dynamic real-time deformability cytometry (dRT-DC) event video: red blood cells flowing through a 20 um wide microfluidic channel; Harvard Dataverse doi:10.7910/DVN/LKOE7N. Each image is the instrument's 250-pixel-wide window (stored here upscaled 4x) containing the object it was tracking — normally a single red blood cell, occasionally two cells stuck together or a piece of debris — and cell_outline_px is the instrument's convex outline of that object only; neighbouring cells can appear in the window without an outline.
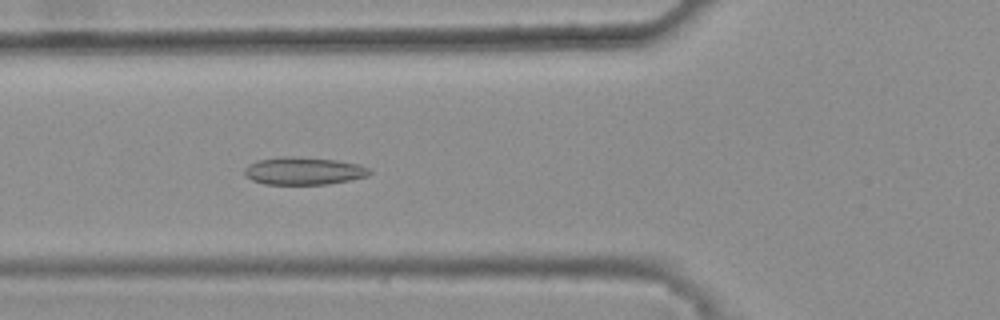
{"species": "common noctule bat (a hibernating species)", "species_latin": "Nyctalus noctula", "temperature_condition": "warm", "stored_images_in_passage": 35, "camera_frame_rate_fps": 3000, "um_per_image_px": 0.085, "animal": {"sex": "female", "body_mass_g": 25.1}, "frame": {"image": 1, "passage_image": 10, "time_ms": 3.0, "image_size_px": [1000, 320], "cell_outline_px": [[372, 172], [368, 176], [328, 184], [264, 184], [252, 180], [244, 176], [244, 168], [248, 164], [256, 160], [284, 156], [292, 156], [336, 160], [360, 164], [368, 168]], "centroid_in_image_um": [25.78, 14.52], "position_along_channel_um": 100.0, "area_um2": 20.23}}
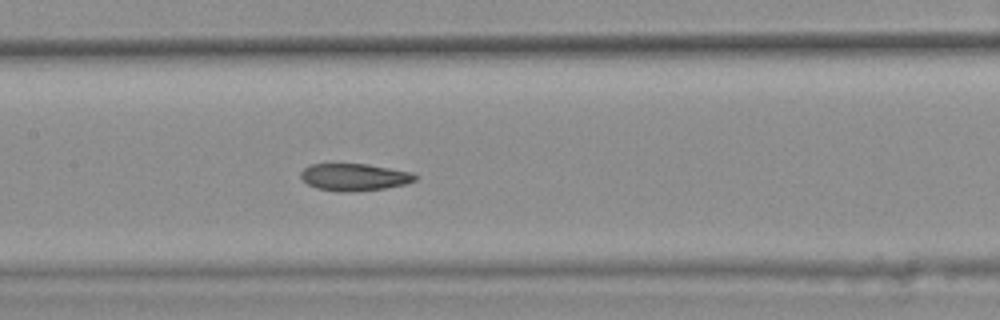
{"frame": {"image": 2, "passage_image": 16, "time_ms": 5.0, "image_size_px": [1000, 320], "cell_outline_px": [[416, 180], [404, 184], [384, 188], [352, 192], [340, 192], [316, 188], [308, 184], [300, 176], [300, 172], [308, 164], [368, 164], [412, 172], [416, 176]], "centroid_in_image_um": [30.09, 15.05], "position_along_channel_um": 177.3, "area_um2": 18.09}}
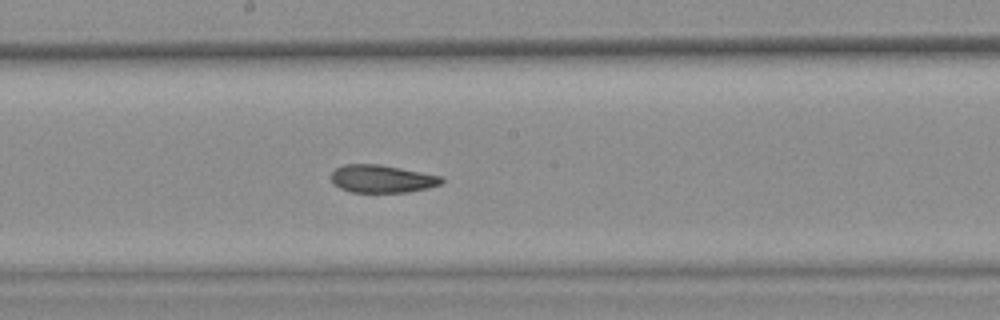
{"frame": {"image": 3, "passage_image": 19, "time_ms": 6.0, "image_size_px": [1000, 320], "cell_outline_px": [[444, 180], [440, 184], [428, 188], [408, 192], [352, 192], [340, 188], [332, 184], [332, 172], [336, 168], [344, 164], [380, 164], [444, 176]], "centroid_in_image_um": [32.48, 15.19], "position_along_channel_um": 215.7, "area_um2": 17.98}, "authors_computed_cell_mechanics": {"area_um2": 18.785, "velocity_mm_per_s": 3.8643, "shape_relaxation_time_tau1_ms": null, "shape_relaxation_time_tau2_ms": 2.7093, "deformation_change_tau1": null, "deformation_change_tau2": 0.0743}}